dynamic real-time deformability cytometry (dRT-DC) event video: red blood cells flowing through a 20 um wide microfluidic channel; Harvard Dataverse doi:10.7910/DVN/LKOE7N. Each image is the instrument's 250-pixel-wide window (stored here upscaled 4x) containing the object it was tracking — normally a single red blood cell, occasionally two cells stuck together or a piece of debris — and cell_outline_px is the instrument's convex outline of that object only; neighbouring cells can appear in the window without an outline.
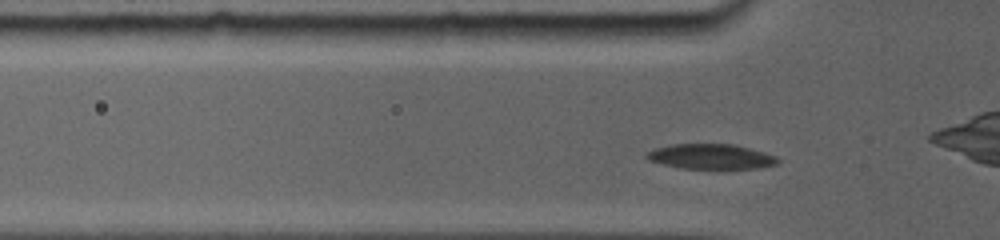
{"species": "common noctule bat (a hibernating species)", "species_latin": "Nyctalus noctula", "temperature_condition": "room temperature", "stored_images_in_passage": 47, "camera_frame_rate_fps": 5000, "um_per_image_px": 0.085, "animal": {"sex": "female", "body_mass_g": 19.0, "forearm_length_mm": 56.7}, "frame": {"image": 1, "passage_image": 7, "time_ms": 1.4, "image_size_px": [1000, 240], "cell_outline_px": [[780, 164], [760, 168], [720, 172], [680, 168], [648, 160], [644, 156], [648, 152], [656, 148], [676, 144], [732, 144], [748, 148], [772, 156], [780, 160]], "centroid_in_image_um": [60.46, 13.38], "position_along_channel_um": 65.3, "area_um2": 19.88}}
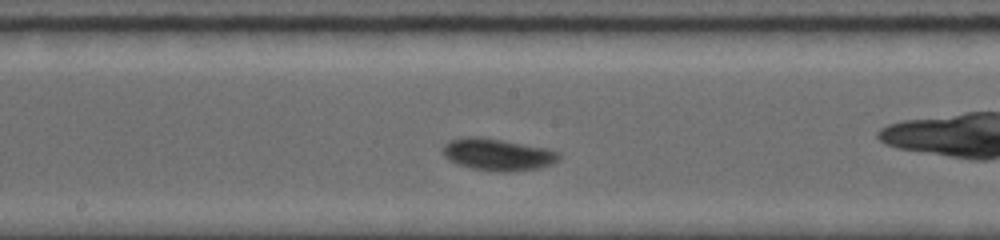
{"frame": {"image": 2, "passage_image": 22, "time_ms": 5.2, "image_size_px": [1000, 240], "cell_outline_px": [[560, 156], [552, 164], [540, 168], [516, 172], [500, 172], [472, 168], [456, 164], [444, 156], [444, 144], [452, 140], [500, 140], [544, 148], [556, 152]], "centroid_in_image_um": [42.36, 13.21], "position_along_channel_um": 205.8, "area_um2": 20.46}}
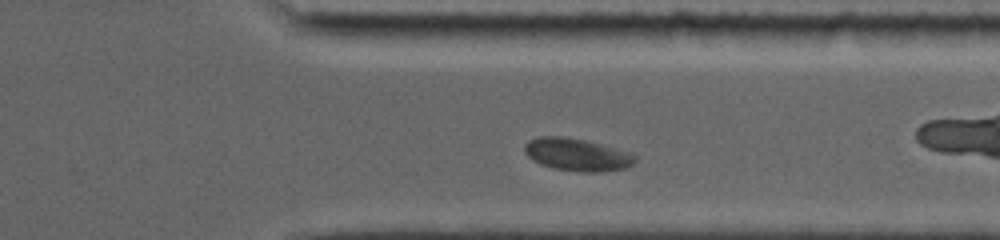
{"frame": {"image": 3, "passage_image": 39, "time_ms": 9.4, "image_size_px": [1000, 240], "cell_outline_px": [[636, 160], [632, 164], [624, 168], [600, 172], [580, 172], [552, 168], [540, 164], [532, 160], [524, 152], [524, 144], [528, 140], [536, 136], [564, 136], [584, 140], [600, 144], [628, 152], [636, 156]], "centroid_in_image_um": [48.98, 13.14], "position_along_channel_um": 362.4, "area_um2": 20.98}, "authors_computed_cell_mechanics": {"area_um2": 20.4034, "velocity_mm_per_s": 3.7114, "shape_relaxation_time_tau1_ms": 3.3507, "shape_relaxation_time_tau2_ms": 1.492, "deformation_change_tau1": 0.1083, "deformation_change_tau2": 0.0333}}